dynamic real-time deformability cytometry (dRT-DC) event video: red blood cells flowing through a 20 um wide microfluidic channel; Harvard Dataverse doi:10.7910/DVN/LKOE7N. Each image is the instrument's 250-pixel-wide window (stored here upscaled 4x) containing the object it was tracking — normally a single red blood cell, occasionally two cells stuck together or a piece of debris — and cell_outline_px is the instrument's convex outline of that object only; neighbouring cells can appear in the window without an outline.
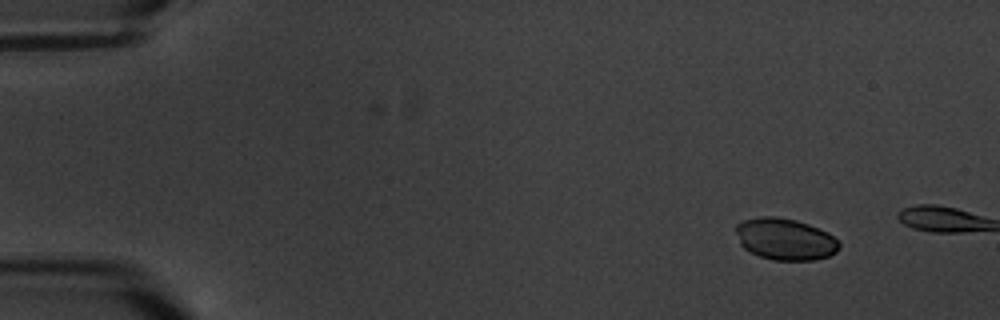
{"species": "common noctule bat (a hibernating species)", "species_latin": "Nyctalus noctula", "temperature_condition": "warm", "stored_images_in_passage": 3, "camera_frame_rate_fps": 3000, "um_per_image_px": 0.085, "animal": {"sex": "male", "body_mass_g": 20.1, "forearm_length_mm": 53.5}, "frame": {"image": 1, "passage_image": 1, "time_ms": 0.0, "image_size_px": [1000, 320], "cell_outline_px": [[840, 248], [836, 252], [828, 256], [812, 260], [772, 260], [760, 256], [744, 248], [740, 244], [736, 232], [736, 224], [744, 220], [760, 216], [776, 216], [796, 220], [808, 224], [828, 232], [840, 244]], "centroid_in_image_um": [66.73, 20.32], "position_along_channel_um": 18.3, "area_um2": 25.03}}